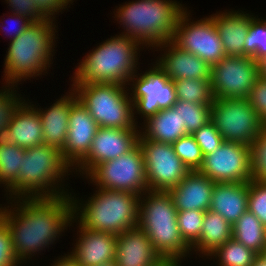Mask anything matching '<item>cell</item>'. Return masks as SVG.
<instances>
[{
  "mask_svg": "<svg viewBox=\"0 0 266 266\" xmlns=\"http://www.w3.org/2000/svg\"><path fill=\"white\" fill-rule=\"evenodd\" d=\"M14 211L0 208V219L10 231L12 249L19 263L51 244L73 218L72 198H21ZM2 209V210H1ZM27 256V257H26ZM21 261V262H20Z\"/></svg>",
  "mask_w": 266,
  "mask_h": 266,
  "instance_id": "obj_1",
  "label": "cell"
},
{
  "mask_svg": "<svg viewBox=\"0 0 266 266\" xmlns=\"http://www.w3.org/2000/svg\"><path fill=\"white\" fill-rule=\"evenodd\" d=\"M184 10L176 1L138 0L119 7L116 18L126 27L127 32L122 35L136 40L140 45L144 43L155 47L173 38Z\"/></svg>",
  "mask_w": 266,
  "mask_h": 266,
  "instance_id": "obj_2",
  "label": "cell"
},
{
  "mask_svg": "<svg viewBox=\"0 0 266 266\" xmlns=\"http://www.w3.org/2000/svg\"><path fill=\"white\" fill-rule=\"evenodd\" d=\"M146 193L147 200L139 199L137 227L146 233L162 258L181 260L192 250L180 234L172 196L168 191L147 190Z\"/></svg>",
  "mask_w": 266,
  "mask_h": 266,
  "instance_id": "obj_3",
  "label": "cell"
},
{
  "mask_svg": "<svg viewBox=\"0 0 266 266\" xmlns=\"http://www.w3.org/2000/svg\"><path fill=\"white\" fill-rule=\"evenodd\" d=\"M136 40L119 35L102 43L86 55L75 71L73 84H123L134 76L137 63Z\"/></svg>",
  "mask_w": 266,
  "mask_h": 266,
  "instance_id": "obj_4",
  "label": "cell"
},
{
  "mask_svg": "<svg viewBox=\"0 0 266 266\" xmlns=\"http://www.w3.org/2000/svg\"><path fill=\"white\" fill-rule=\"evenodd\" d=\"M96 192L85 206H81L83 208L72 197L73 218L82 210L78 216L82 228L118 235L137 227L140 195L102 188Z\"/></svg>",
  "mask_w": 266,
  "mask_h": 266,
  "instance_id": "obj_5",
  "label": "cell"
},
{
  "mask_svg": "<svg viewBox=\"0 0 266 266\" xmlns=\"http://www.w3.org/2000/svg\"><path fill=\"white\" fill-rule=\"evenodd\" d=\"M53 20L33 22L18 37L11 40L5 60V81L14 83L42 74L49 67L55 39ZM39 73V74H38ZM9 81V82H8Z\"/></svg>",
  "mask_w": 266,
  "mask_h": 266,
  "instance_id": "obj_6",
  "label": "cell"
},
{
  "mask_svg": "<svg viewBox=\"0 0 266 266\" xmlns=\"http://www.w3.org/2000/svg\"><path fill=\"white\" fill-rule=\"evenodd\" d=\"M69 167L56 147L42 144L25 149L16 184L9 192L19 199V196L38 198L67 195L64 189L62 192H59V188L56 191L55 185L56 181H62L61 177L66 175L65 172L68 173Z\"/></svg>",
  "mask_w": 266,
  "mask_h": 266,
  "instance_id": "obj_7",
  "label": "cell"
},
{
  "mask_svg": "<svg viewBox=\"0 0 266 266\" xmlns=\"http://www.w3.org/2000/svg\"><path fill=\"white\" fill-rule=\"evenodd\" d=\"M78 100L99 127L137 129L132 101L123 84H73ZM129 97V98H128Z\"/></svg>",
  "mask_w": 266,
  "mask_h": 266,
  "instance_id": "obj_8",
  "label": "cell"
},
{
  "mask_svg": "<svg viewBox=\"0 0 266 266\" xmlns=\"http://www.w3.org/2000/svg\"><path fill=\"white\" fill-rule=\"evenodd\" d=\"M210 120L224 141L245 145H250L265 127L247 98H214Z\"/></svg>",
  "mask_w": 266,
  "mask_h": 266,
  "instance_id": "obj_9",
  "label": "cell"
},
{
  "mask_svg": "<svg viewBox=\"0 0 266 266\" xmlns=\"http://www.w3.org/2000/svg\"><path fill=\"white\" fill-rule=\"evenodd\" d=\"M86 176L102 189L141 196L148 190L143 154L138 144L122 156L95 165Z\"/></svg>",
  "mask_w": 266,
  "mask_h": 266,
  "instance_id": "obj_10",
  "label": "cell"
},
{
  "mask_svg": "<svg viewBox=\"0 0 266 266\" xmlns=\"http://www.w3.org/2000/svg\"><path fill=\"white\" fill-rule=\"evenodd\" d=\"M259 78V65L250 56H226L211 66L214 98H247Z\"/></svg>",
  "mask_w": 266,
  "mask_h": 266,
  "instance_id": "obj_11",
  "label": "cell"
},
{
  "mask_svg": "<svg viewBox=\"0 0 266 266\" xmlns=\"http://www.w3.org/2000/svg\"><path fill=\"white\" fill-rule=\"evenodd\" d=\"M148 190L169 191L190 172L176 155L172 144L138 138Z\"/></svg>",
  "mask_w": 266,
  "mask_h": 266,
  "instance_id": "obj_12",
  "label": "cell"
},
{
  "mask_svg": "<svg viewBox=\"0 0 266 266\" xmlns=\"http://www.w3.org/2000/svg\"><path fill=\"white\" fill-rule=\"evenodd\" d=\"M187 11L180 15L171 41L180 49L195 54L210 66L219 63L226 54L212 17L189 21Z\"/></svg>",
  "mask_w": 266,
  "mask_h": 266,
  "instance_id": "obj_13",
  "label": "cell"
},
{
  "mask_svg": "<svg viewBox=\"0 0 266 266\" xmlns=\"http://www.w3.org/2000/svg\"><path fill=\"white\" fill-rule=\"evenodd\" d=\"M215 183H241L252 180L249 145L226 142L203 157L198 170Z\"/></svg>",
  "mask_w": 266,
  "mask_h": 266,
  "instance_id": "obj_14",
  "label": "cell"
},
{
  "mask_svg": "<svg viewBox=\"0 0 266 266\" xmlns=\"http://www.w3.org/2000/svg\"><path fill=\"white\" fill-rule=\"evenodd\" d=\"M132 107L145 119L156 115L160 110L168 109L177 102L174 81L158 66L146 71L142 76L133 75ZM135 83V84H134ZM134 102V103H133Z\"/></svg>",
  "mask_w": 266,
  "mask_h": 266,
  "instance_id": "obj_15",
  "label": "cell"
},
{
  "mask_svg": "<svg viewBox=\"0 0 266 266\" xmlns=\"http://www.w3.org/2000/svg\"><path fill=\"white\" fill-rule=\"evenodd\" d=\"M136 129L99 127L87 156L77 165L87 174L95 165L115 159L131 151L137 144ZM85 169V170H84Z\"/></svg>",
  "mask_w": 266,
  "mask_h": 266,
  "instance_id": "obj_16",
  "label": "cell"
},
{
  "mask_svg": "<svg viewBox=\"0 0 266 266\" xmlns=\"http://www.w3.org/2000/svg\"><path fill=\"white\" fill-rule=\"evenodd\" d=\"M98 128L87 108L77 99L69 112L67 139L61 150L62 158L70 167L87 156Z\"/></svg>",
  "mask_w": 266,
  "mask_h": 266,
  "instance_id": "obj_17",
  "label": "cell"
},
{
  "mask_svg": "<svg viewBox=\"0 0 266 266\" xmlns=\"http://www.w3.org/2000/svg\"><path fill=\"white\" fill-rule=\"evenodd\" d=\"M79 227L81 235L70 254L79 266H98L115 261L117 235Z\"/></svg>",
  "mask_w": 266,
  "mask_h": 266,
  "instance_id": "obj_18",
  "label": "cell"
},
{
  "mask_svg": "<svg viewBox=\"0 0 266 266\" xmlns=\"http://www.w3.org/2000/svg\"><path fill=\"white\" fill-rule=\"evenodd\" d=\"M158 46L170 47L157 64L171 81L182 79L210 80L211 66L195 54L180 49L171 40L156 47Z\"/></svg>",
  "mask_w": 266,
  "mask_h": 266,
  "instance_id": "obj_19",
  "label": "cell"
},
{
  "mask_svg": "<svg viewBox=\"0 0 266 266\" xmlns=\"http://www.w3.org/2000/svg\"><path fill=\"white\" fill-rule=\"evenodd\" d=\"M161 259L142 229L135 227L117 235V266H153Z\"/></svg>",
  "mask_w": 266,
  "mask_h": 266,
  "instance_id": "obj_20",
  "label": "cell"
},
{
  "mask_svg": "<svg viewBox=\"0 0 266 266\" xmlns=\"http://www.w3.org/2000/svg\"><path fill=\"white\" fill-rule=\"evenodd\" d=\"M215 182L199 171H190L183 180L170 189L177 211L210 209Z\"/></svg>",
  "mask_w": 266,
  "mask_h": 266,
  "instance_id": "obj_21",
  "label": "cell"
},
{
  "mask_svg": "<svg viewBox=\"0 0 266 266\" xmlns=\"http://www.w3.org/2000/svg\"><path fill=\"white\" fill-rule=\"evenodd\" d=\"M36 109L23 101L1 138L24 149L44 144L41 118Z\"/></svg>",
  "mask_w": 266,
  "mask_h": 266,
  "instance_id": "obj_22",
  "label": "cell"
},
{
  "mask_svg": "<svg viewBox=\"0 0 266 266\" xmlns=\"http://www.w3.org/2000/svg\"><path fill=\"white\" fill-rule=\"evenodd\" d=\"M249 182L215 183L210 209L233 225L248 210Z\"/></svg>",
  "mask_w": 266,
  "mask_h": 266,
  "instance_id": "obj_23",
  "label": "cell"
},
{
  "mask_svg": "<svg viewBox=\"0 0 266 266\" xmlns=\"http://www.w3.org/2000/svg\"><path fill=\"white\" fill-rule=\"evenodd\" d=\"M78 99L76 92L64 96L47 110L37 109L43 128L44 144L56 147L60 151L67 139L69 112Z\"/></svg>",
  "mask_w": 266,
  "mask_h": 266,
  "instance_id": "obj_24",
  "label": "cell"
},
{
  "mask_svg": "<svg viewBox=\"0 0 266 266\" xmlns=\"http://www.w3.org/2000/svg\"><path fill=\"white\" fill-rule=\"evenodd\" d=\"M238 12H223L211 16L223 43L226 56H244L245 38L250 21L254 17Z\"/></svg>",
  "mask_w": 266,
  "mask_h": 266,
  "instance_id": "obj_25",
  "label": "cell"
},
{
  "mask_svg": "<svg viewBox=\"0 0 266 266\" xmlns=\"http://www.w3.org/2000/svg\"><path fill=\"white\" fill-rule=\"evenodd\" d=\"M145 123L147 129L139 133L142 139L173 144L187 134L184 124L181 123L180 109L173 107L160 110L156 115L146 119Z\"/></svg>",
  "mask_w": 266,
  "mask_h": 266,
  "instance_id": "obj_26",
  "label": "cell"
},
{
  "mask_svg": "<svg viewBox=\"0 0 266 266\" xmlns=\"http://www.w3.org/2000/svg\"><path fill=\"white\" fill-rule=\"evenodd\" d=\"M232 238V225L220 214L211 210L205 211L199 240L192 246L202 254L210 256L218 247Z\"/></svg>",
  "mask_w": 266,
  "mask_h": 266,
  "instance_id": "obj_27",
  "label": "cell"
},
{
  "mask_svg": "<svg viewBox=\"0 0 266 266\" xmlns=\"http://www.w3.org/2000/svg\"><path fill=\"white\" fill-rule=\"evenodd\" d=\"M232 238L257 254H262L266 247V228L262 222L247 210L232 225Z\"/></svg>",
  "mask_w": 266,
  "mask_h": 266,
  "instance_id": "obj_28",
  "label": "cell"
},
{
  "mask_svg": "<svg viewBox=\"0 0 266 266\" xmlns=\"http://www.w3.org/2000/svg\"><path fill=\"white\" fill-rule=\"evenodd\" d=\"M24 154V148L0 138V183L7 185L8 191L16 184Z\"/></svg>",
  "mask_w": 266,
  "mask_h": 266,
  "instance_id": "obj_29",
  "label": "cell"
},
{
  "mask_svg": "<svg viewBox=\"0 0 266 266\" xmlns=\"http://www.w3.org/2000/svg\"><path fill=\"white\" fill-rule=\"evenodd\" d=\"M177 100L212 105L213 94L210 80L182 79L174 81Z\"/></svg>",
  "mask_w": 266,
  "mask_h": 266,
  "instance_id": "obj_30",
  "label": "cell"
},
{
  "mask_svg": "<svg viewBox=\"0 0 266 266\" xmlns=\"http://www.w3.org/2000/svg\"><path fill=\"white\" fill-rule=\"evenodd\" d=\"M212 255L219 257L220 266H252L258 254L231 238L213 251Z\"/></svg>",
  "mask_w": 266,
  "mask_h": 266,
  "instance_id": "obj_31",
  "label": "cell"
},
{
  "mask_svg": "<svg viewBox=\"0 0 266 266\" xmlns=\"http://www.w3.org/2000/svg\"><path fill=\"white\" fill-rule=\"evenodd\" d=\"M172 107L180 109L181 123L184 124L187 134H193L211 121V105L177 100Z\"/></svg>",
  "mask_w": 266,
  "mask_h": 266,
  "instance_id": "obj_32",
  "label": "cell"
},
{
  "mask_svg": "<svg viewBox=\"0 0 266 266\" xmlns=\"http://www.w3.org/2000/svg\"><path fill=\"white\" fill-rule=\"evenodd\" d=\"M244 56L252 57L256 62L266 57V22L254 17L250 21L244 43Z\"/></svg>",
  "mask_w": 266,
  "mask_h": 266,
  "instance_id": "obj_33",
  "label": "cell"
},
{
  "mask_svg": "<svg viewBox=\"0 0 266 266\" xmlns=\"http://www.w3.org/2000/svg\"><path fill=\"white\" fill-rule=\"evenodd\" d=\"M205 211H178L177 222L183 240L192 248L199 240Z\"/></svg>",
  "mask_w": 266,
  "mask_h": 266,
  "instance_id": "obj_34",
  "label": "cell"
},
{
  "mask_svg": "<svg viewBox=\"0 0 266 266\" xmlns=\"http://www.w3.org/2000/svg\"><path fill=\"white\" fill-rule=\"evenodd\" d=\"M176 155L189 171H198L203 164V155L192 134H186L172 144Z\"/></svg>",
  "mask_w": 266,
  "mask_h": 266,
  "instance_id": "obj_35",
  "label": "cell"
},
{
  "mask_svg": "<svg viewBox=\"0 0 266 266\" xmlns=\"http://www.w3.org/2000/svg\"><path fill=\"white\" fill-rule=\"evenodd\" d=\"M249 147L252 180L266 182V126Z\"/></svg>",
  "mask_w": 266,
  "mask_h": 266,
  "instance_id": "obj_36",
  "label": "cell"
},
{
  "mask_svg": "<svg viewBox=\"0 0 266 266\" xmlns=\"http://www.w3.org/2000/svg\"><path fill=\"white\" fill-rule=\"evenodd\" d=\"M248 210L252 212L266 228V182L249 181Z\"/></svg>",
  "mask_w": 266,
  "mask_h": 266,
  "instance_id": "obj_37",
  "label": "cell"
},
{
  "mask_svg": "<svg viewBox=\"0 0 266 266\" xmlns=\"http://www.w3.org/2000/svg\"><path fill=\"white\" fill-rule=\"evenodd\" d=\"M192 135L199 145L203 157L216 151L224 142V139L211 121L200 127Z\"/></svg>",
  "mask_w": 266,
  "mask_h": 266,
  "instance_id": "obj_38",
  "label": "cell"
},
{
  "mask_svg": "<svg viewBox=\"0 0 266 266\" xmlns=\"http://www.w3.org/2000/svg\"><path fill=\"white\" fill-rule=\"evenodd\" d=\"M4 90L5 91L3 92L0 91V138L6 131L15 111L23 103L21 102L22 100L16 96L13 90H11V88H6Z\"/></svg>",
  "mask_w": 266,
  "mask_h": 266,
  "instance_id": "obj_39",
  "label": "cell"
},
{
  "mask_svg": "<svg viewBox=\"0 0 266 266\" xmlns=\"http://www.w3.org/2000/svg\"><path fill=\"white\" fill-rule=\"evenodd\" d=\"M247 99L258 113L259 119L266 126V80L259 77Z\"/></svg>",
  "mask_w": 266,
  "mask_h": 266,
  "instance_id": "obj_40",
  "label": "cell"
},
{
  "mask_svg": "<svg viewBox=\"0 0 266 266\" xmlns=\"http://www.w3.org/2000/svg\"><path fill=\"white\" fill-rule=\"evenodd\" d=\"M13 249L10 231L0 219V266H18Z\"/></svg>",
  "mask_w": 266,
  "mask_h": 266,
  "instance_id": "obj_41",
  "label": "cell"
},
{
  "mask_svg": "<svg viewBox=\"0 0 266 266\" xmlns=\"http://www.w3.org/2000/svg\"><path fill=\"white\" fill-rule=\"evenodd\" d=\"M14 9L13 14L28 16L32 22L45 21L48 19L37 7L33 0H6Z\"/></svg>",
  "mask_w": 266,
  "mask_h": 266,
  "instance_id": "obj_42",
  "label": "cell"
},
{
  "mask_svg": "<svg viewBox=\"0 0 266 266\" xmlns=\"http://www.w3.org/2000/svg\"><path fill=\"white\" fill-rule=\"evenodd\" d=\"M38 9L48 18L51 19L55 12L65 9L72 0H33Z\"/></svg>",
  "mask_w": 266,
  "mask_h": 266,
  "instance_id": "obj_43",
  "label": "cell"
},
{
  "mask_svg": "<svg viewBox=\"0 0 266 266\" xmlns=\"http://www.w3.org/2000/svg\"><path fill=\"white\" fill-rule=\"evenodd\" d=\"M14 16L13 17H16L18 20H21V21H18L19 22H22V23H19L20 25H18L17 29L13 32L14 34L12 35V33L10 34V36L12 35L11 37V40L15 39L16 37H18L22 32L25 31V29L30 26V24H32L33 22L28 19V17H24V16H21V15H17V14H13ZM14 20V21H17ZM17 23V24H18ZM16 24V25H17ZM9 32V30H7Z\"/></svg>",
  "mask_w": 266,
  "mask_h": 266,
  "instance_id": "obj_44",
  "label": "cell"
},
{
  "mask_svg": "<svg viewBox=\"0 0 266 266\" xmlns=\"http://www.w3.org/2000/svg\"><path fill=\"white\" fill-rule=\"evenodd\" d=\"M53 266H79L78 263L70 256L65 255L53 264Z\"/></svg>",
  "mask_w": 266,
  "mask_h": 266,
  "instance_id": "obj_45",
  "label": "cell"
},
{
  "mask_svg": "<svg viewBox=\"0 0 266 266\" xmlns=\"http://www.w3.org/2000/svg\"><path fill=\"white\" fill-rule=\"evenodd\" d=\"M178 258H162L158 263L153 266H180Z\"/></svg>",
  "mask_w": 266,
  "mask_h": 266,
  "instance_id": "obj_46",
  "label": "cell"
},
{
  "mask_svg": "<svg viewBox=\"0 0 266 266\" xmlns=\"http://www.w3.org/2000/svg\"><path fill=\"white\" fill-rule=\"evenodd\" d=\"M259 77L266 80V57L258 61Z\"/></svg>",
  "mask_w": 266,
  "mask_h": 266,
  "instance_id": "obj_47",
  "label": "cell"
},
{
  "mask_svg": "<svg viewBox=\"0 0 266 266\" xmlns=\"http://www.w3.org/2000/svg\"><path fill=\"white\" fill-rule=\"evenodd\" d=\"M252 266H266V257L263 254H258Z\"/></svg>",
  "mask_w": 266,
  "mask_h": 266,
  "instance_id": "obj_48",
  "label": "cell"
},
{
  "mask_svg": "<svg viewBox=\"0 0 266 266\" xmlns=\"http://www.w3.org/2000/svg\"><path fill=\"white\" fill-rule=\"evenodd\" d=\"M98 266H117V265H116V262H115V261H113V262H107V263H103V264H101V265H98Z\"/></svg>",
  "mask_w": 266,
  "mask_h": 266,
  "instance_id": "obj_49",
  "label": "cell"
},
{
  "mask_svg": "<svg viewBox=\"0 0 266 266\" xmlns=\"http://www.w3.org/2000/svg\"><path fill=\"white\" fill-rule=\"evenodd\" d=\"M262 254L266 257V247L264 248V251Z\"/></svg>",
  "mask_w": 266,
  "mask_h": 266,
  "instance_id": "obj_50",
  "label": "cell"
}]
</instances>
